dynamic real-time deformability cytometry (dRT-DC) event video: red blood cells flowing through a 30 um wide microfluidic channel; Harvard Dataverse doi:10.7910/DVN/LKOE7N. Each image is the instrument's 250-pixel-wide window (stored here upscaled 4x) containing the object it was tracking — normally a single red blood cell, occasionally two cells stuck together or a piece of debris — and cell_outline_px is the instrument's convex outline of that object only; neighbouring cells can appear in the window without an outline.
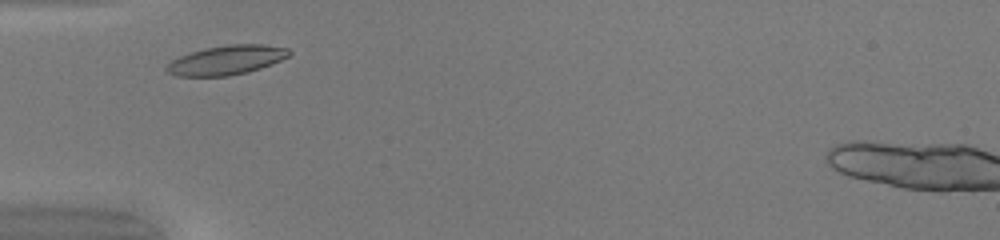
{"species": "common noctule bat (a hibernating species)", "species_latin": "Nyctalus noctula", "temperature_condition": "warm", "stored_images_in_passage": 28, "camera_frame_rate_fps": 3000, "um_per_image_px": 0.085, "animal": {"sex": "female", "body_mass_g": 20.0, "forearm_length_mm": 54.0}, "frame": {"image": 1, "passage_image": 3, "time_ms": 0.667, "image_size_px": [1000, 240], "cell_outline_px": [[292, 52], [288, 56], [280, 60], [260, 68], [248, 72], [228, 76], [176, 76], [168, 72], [164, 68], [172, 60], [180, 56], [204, 48], [228, 44], [264, 44], [288, 48]], "centroid_in_image_um": [19.25, 5.1], "position_along_channel_um": 65.7, "area_um2": 20.87}}
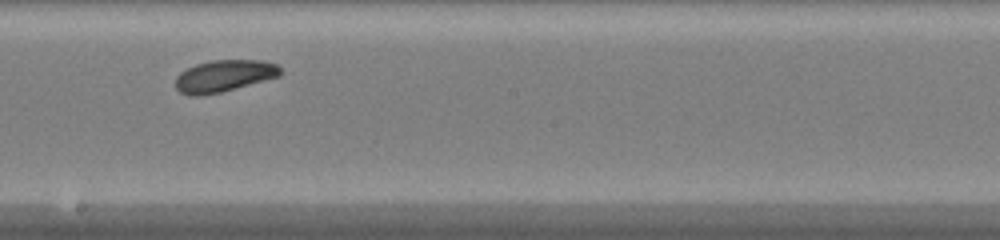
{"frame": {"image": 2, "passage_image": 15, "time_ms": 4.667, "image_size_px": [1000, 240], "cell_outline_px": [[280, 76], [220, 92], [200, 96], [188, 96], [180, 92], [176, 88], [176, 76], [180, 72], [196, 64], [212, 60], [260, 60], [276, 64], [280, 68]], "centroid_in_image_um": [19.01, 6.45], "position_along_channel_um": 229.2, "area_um2": 19.31}}
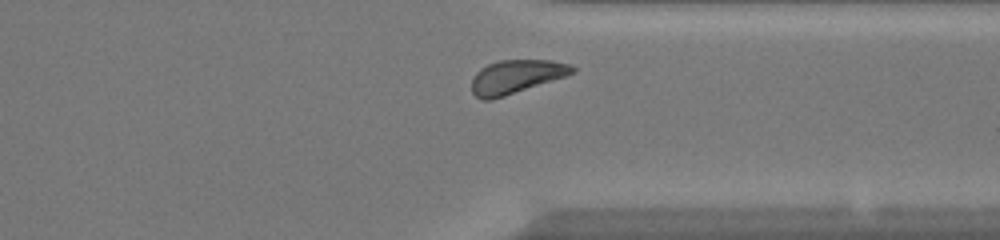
{"frame": {"image": 3, "passage_image": 25, "time_ms": 8.0, "image_size_px": [1000, 240], "cell_outline_px": [[576, 72], [568, 76], [492, 100], [484, 100], [476, 96], [472, 92], [472, 80], [476, 72], [480, 68], [488, 64], [500, 60], [548, 60], [572, 64], [576, 68]], "centroid_in_image_um": [43.91, 6.52], "position_along_channel_um": 367.5, "area_um2": 19.88}, "authors_computed_cell_mechanics": {"area_um2": 19.4786, "velocity_mm_per_s": 4.1462, "shape_relaxation_time_tau1_ms": 2.2729, "shape_relaxation_time_tau2_ms": null, "deformation_change_tau1": 0.0838, "deformation_change_tau2": null}}